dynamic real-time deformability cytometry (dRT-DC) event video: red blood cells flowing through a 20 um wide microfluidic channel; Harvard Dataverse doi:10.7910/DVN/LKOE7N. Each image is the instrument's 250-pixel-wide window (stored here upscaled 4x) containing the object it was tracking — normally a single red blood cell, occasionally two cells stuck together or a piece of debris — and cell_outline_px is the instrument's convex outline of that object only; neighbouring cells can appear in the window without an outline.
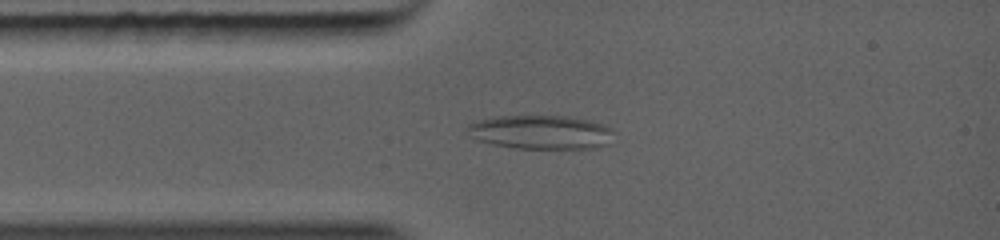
{"species": "common noctule bat (a hibernating species)", "species_latin": "Nyctalus noctula", "temperature_condition": "warm", "stored_images_in_passage": 9, "camera_frame_rate_fps": 5000, "um_per_image_px": 0.085, "animal": {"sex": "female", "body_mass_g": 19.0, "forearm_length_mm": 56.7}, "frame": {"image": 1, "passage_image": 3, "time_ms": 1.8, "image_size_px": [1000, 240], "cell_outline_px": [[616, 132], [608, 144], [600, 148], [516, 148], [476, 140], [468, 136], [464, 132], [464, 128], [468, 124], [476, 120], [496, 116], [568, 116], [588, 120], [604, 124], [612, 128]], "centroid_in_image_um": [45.96, 11.23], "position_along_channel_um": 39.0, "area_um2": 29.42}}
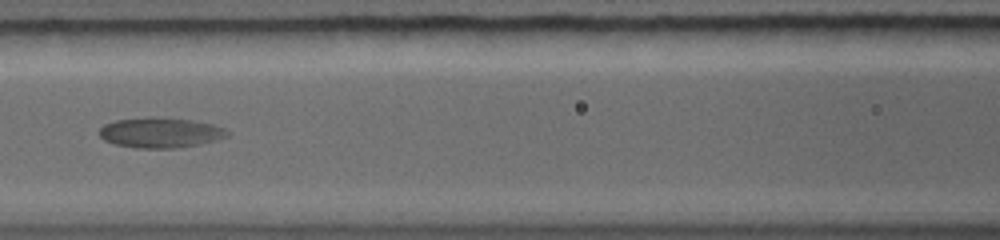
{"frame": {"image": 2, "passage_image": 6, "time_ms": 4.4, "image_size_px": [1000, 240], "cell_outline_px": [[228, 136], [216, 140], [176, 148], [136, 148], [116, 144], [104, 140], [100, 136], [100, 128], [104, 124], [116, 120], [192, 120], [212, 124], [224, 128], [228, 132]], "centroid_in_image_um": [13.64, 11.32], "position_along_channel_um": 153.0, "area_um2": 21.33}}
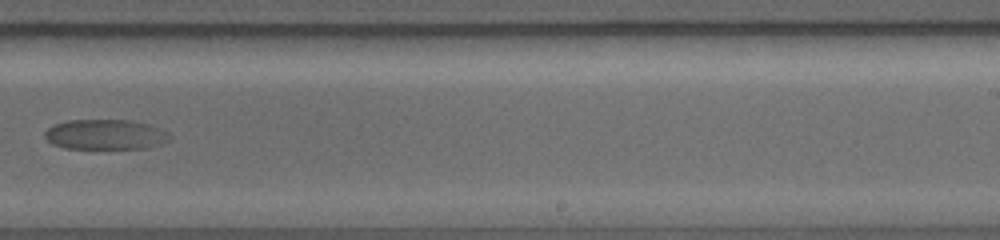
{"frame": {"image": 3, "passage_image": 9, "time_ms": 7.2, "image_size_px": [1000, 240], "cell_outline_px": [[172, 136], [168, 140], [160, 144], [148, 148], [64, 148], [52, 144], [44, 136], [44, 132], [52, 124], [68, 120], [132, 120], [148, 124], [168, 132]], "centroid_in_image_um": [8.94, 11.43], "position_along_channel_um": 280.1, "area_um2": 21.96}}